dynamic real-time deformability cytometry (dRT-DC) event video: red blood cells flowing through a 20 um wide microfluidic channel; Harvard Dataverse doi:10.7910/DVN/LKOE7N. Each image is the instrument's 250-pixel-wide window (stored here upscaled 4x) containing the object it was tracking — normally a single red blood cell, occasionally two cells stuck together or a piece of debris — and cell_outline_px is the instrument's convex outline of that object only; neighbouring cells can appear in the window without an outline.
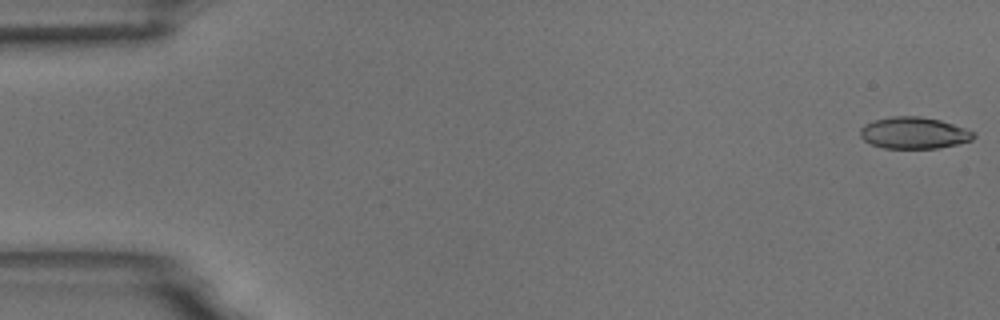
{"species": "common noctule bat (a hibernating species)", "species_latin": "Nyctalus noctula", "temperature_condition": "room temperature", "stored_images_in_passage": 54, "camera_frame_rate_fps": 3000, "um_per_image_px": 0.085, "animal": {"sex": "male", "body_mass_g": 18.8}, "frame": {"image": 1, "passage_image": 1, "time_ms": 0.0, "image_size_px": [1000, 320], "cell_outline_px": [[976, 136], [972, 140], [956, 144], [936, 148], [884, 148], [872, 144], [864, 140], [860, 136], [860, 128], [864, 124], [876, 120], [892, 116], [920, 116], [940, 120], [976, 132]], "centroid_in_image_um": [77.68, 11.29], "position_along_channel_um": 7.3, "area_um2": 20.81}}
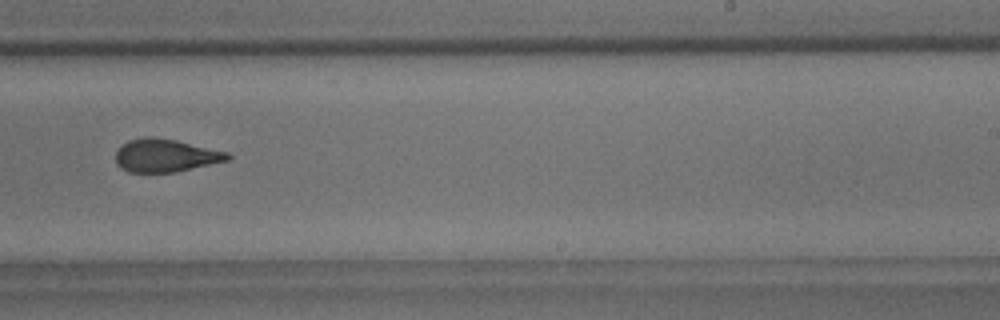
{"frame": {"image": 2, "passage_image": 34, "time_ms": 11.0, "image_size_px": [1000, 320], "cell_outline_px": [[232, 156], [228, 160], [176, 172], [128, 172], [120, 168], [116, 164], [116, 152], [128, 140], [176, 140], [228, 152]], "centroid_in_image_um": [14.1, 13.27], "position_along_channel_um": 274.9, "area_um2": 20.69}}
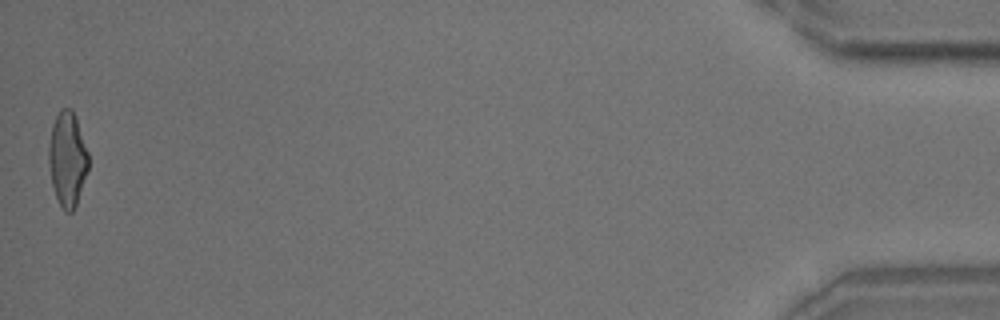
{"frame": {"image": 3, "passage_image": 54, "time_ms": 17.667, "image_size_px": [1000, 320], "cell_outline_px": [[88, 168], [76, 204], [72, 212], [64, 212], [56, 196], [52, 184], [48, 160], [48, 144], [52, 124], [60, 108], [72, 108], [76, 116], [88, 152]], "centroid_in_image_um": [5.72, 13.47], "position_along_channel_um": 429.5, "area_um2": 21.85}, "authors_computed_cell_mechanics": {"area_um2": 21.9929, "velocity_mm_per_s": 3.7284, "shape_relaxation_time_tau1_ms": 10.2891, "shape_relaxation_time_tau2_ms": 2.2393, "deformation_change_tau1": 0.2508, "deformation_change_tau2": 0.1129}}